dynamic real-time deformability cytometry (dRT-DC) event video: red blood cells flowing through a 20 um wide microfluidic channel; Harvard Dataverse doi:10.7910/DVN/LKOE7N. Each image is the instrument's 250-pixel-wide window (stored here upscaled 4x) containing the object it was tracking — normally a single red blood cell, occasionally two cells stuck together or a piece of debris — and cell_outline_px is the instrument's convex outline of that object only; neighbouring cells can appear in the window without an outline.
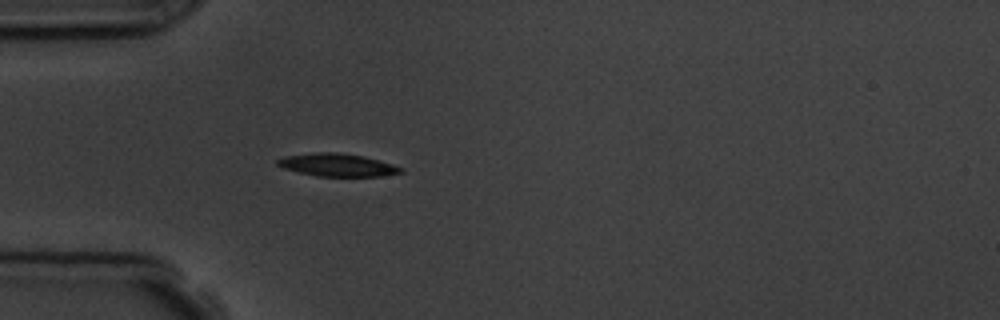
{"species": "common noctule bat (a hibernating species)", "species_latin": "Nyctalus noctula", "temperature_condition": "room temperature", "stored_images_in_passage": 4, "camera_frame_rate_fps": 3000, "um_per_image_px": 0.085, "animal": {"sex": "male", "body_mass_g": 19.5, "forearm_length_mm": 54.6}, "frame": {"image": 1, "passage_image": 4, "time_ms": 3.667, "image_size_px": [1000, 320], "cell_outline_px": [[404, 172], [380, 176], [316, 176], [284, 168], [276, 164], [276, 160], [284, 156], [312, 152], [336, 152], [360, 156], [392, 164], [404, 168]], "centroid_in_image_um": [28.64, 14.02], "position_along_channel_um": 56.4, "area_um2": 16.18}}